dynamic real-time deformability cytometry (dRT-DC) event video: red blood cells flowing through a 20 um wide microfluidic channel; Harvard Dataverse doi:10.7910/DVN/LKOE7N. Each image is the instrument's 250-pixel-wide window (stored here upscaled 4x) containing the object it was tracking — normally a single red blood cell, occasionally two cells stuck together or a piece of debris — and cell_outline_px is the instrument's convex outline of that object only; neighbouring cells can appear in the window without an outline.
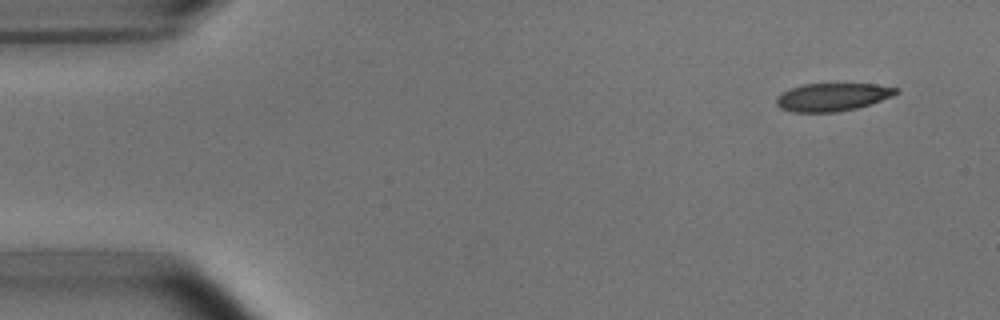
{"species": "common noctule bat (a hibernating species)", "species_latin": "Nyctalus noctula", "temperature_condition": "room temperature", "stored_images_in_passage": 4, "camera_frame_rate_fps": 3000, "um_per_image_px": 0.085, "animal": {"sex": "male", "body_mass_g": 15.6}, "frame": {"image": 1, "passage_image": 1, "time_ms": 0.0, "image_size_px": [1000, 320], "cell_outline_px": [[900, 92], [892, 96], [856, 108], [836, 112], [792, 112], [780, 108], [776, 104], [776, 96], [792, 88], [804, 84], [876, 84], [900, 88]], "centroid_in_image_um": [70.76, 8.25], "position_along_channel_um": 14.2, "area_um2": 19.36}}
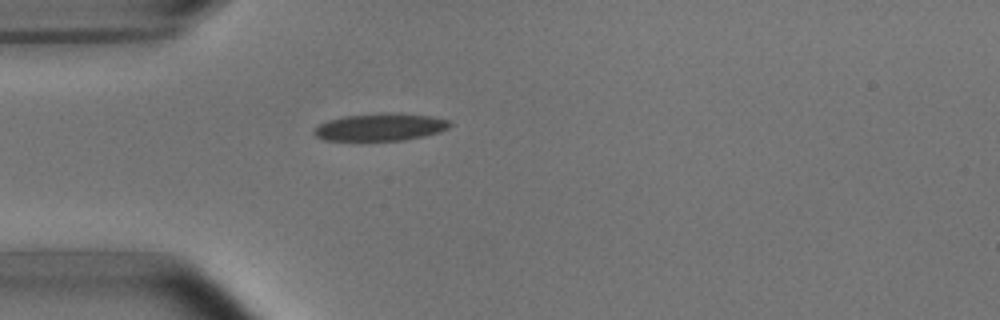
{"frame": {"image": 2, "passage_image": 4, "time_ms": 3.667, "image_size_px": [1000, 320], "cell_outline_px": [[452, 124], [448, 128], [440, 132], [424, 136], [404, 140], [360, 144], [324, 140], [316, 136], [312, 132], [320, 124], [328, 120], [344, 116], [384, 112], [400, 112], [432, 116], [452, 120]], "centroid_in_image_um": [32.32, 10.84], "position_along_channel_um": 52.7, "area_um2": 23.12}}